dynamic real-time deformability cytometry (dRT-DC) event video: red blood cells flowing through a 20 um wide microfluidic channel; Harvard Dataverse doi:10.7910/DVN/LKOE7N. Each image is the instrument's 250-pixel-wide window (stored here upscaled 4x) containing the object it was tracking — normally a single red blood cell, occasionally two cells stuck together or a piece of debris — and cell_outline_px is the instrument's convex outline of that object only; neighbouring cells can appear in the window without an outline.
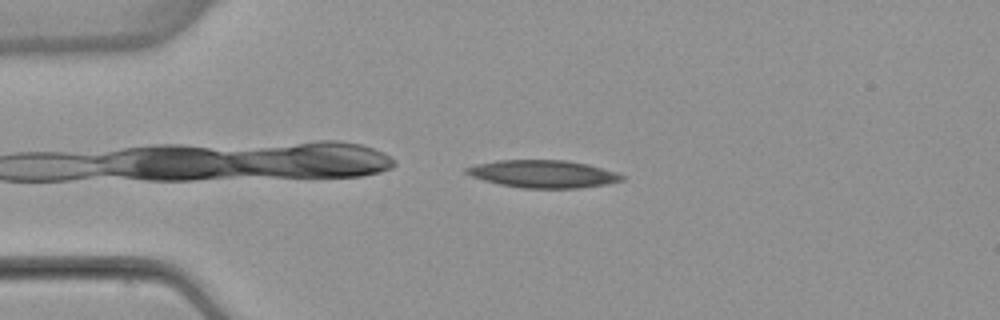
{"species": "common noctule bat (a hibernating species)", "species_latin": "Nyctalus noctula", "temperature_condition": "warm", "stored_images_in_passage": 3, "camera_frame_rate_fps": 3000, "um_per_image_px": 0.085, "animal": {"sex": "female", "body_mass_g": 22.7, "forearm_length_mm": 54.2}, "frame": {"image": 1, "passage_image": 2, "time_ms": 0.333, "image_size_px": [1000, 320], "cell_outline_px": [[624, 180], [608, 184], [580, 188], [520, 188], [500, 184], [484, 180], [472, 176], [464, 172], [464, 168], [476, 164], [496, 160], [568, 160], [588, 164], [616, 172], [624, 176]], "centroid_in_image_um": [46.17, 14.78], "position_along_channel_um": 38.8, "area_um2": 25.09}}